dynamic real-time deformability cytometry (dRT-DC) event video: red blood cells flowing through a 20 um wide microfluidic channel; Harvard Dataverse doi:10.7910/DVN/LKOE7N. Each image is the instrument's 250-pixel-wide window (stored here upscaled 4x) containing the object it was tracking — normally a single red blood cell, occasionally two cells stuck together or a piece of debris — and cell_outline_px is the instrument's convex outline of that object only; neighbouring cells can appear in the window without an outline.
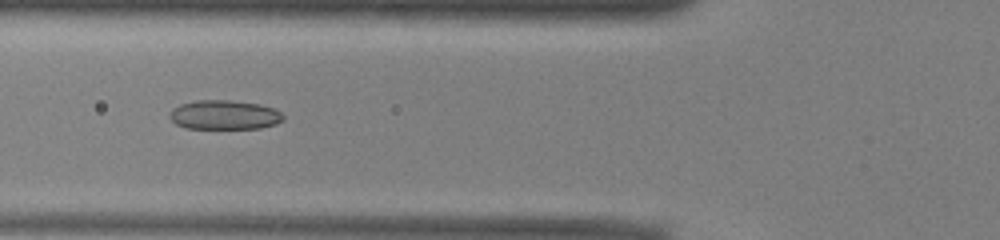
{"species": "common noctule bat (a hibernating species)", "species_latin": "Nyctalus noctula", "temperature_condition": "warm", "stored_images_in_passage": 52, "camera_frame_rate_fps": 3000, "um_per_image_px": 0.085, "animal": {"sex": "male", "body_mass_g": 13.0, "forearm_length_mm": 53.1}, "frame": {"image": 1, "passage_image": 19, "time_ms": 6.0, "image_size_px": [1000, 240], "cell_outline_px": [[284, 120], [276, 124], [260, 128], [184, 128], [176, 124], [168, 116], [172, 108], [180, 104], [196, 100], [232, 100], [260, 104], [272, 108], [280, 112], [284, 116]], "centroid_in_image_um": [19.06, 9.76], "position_along_channel_um": 106.7, "area_um2": 19.48}}
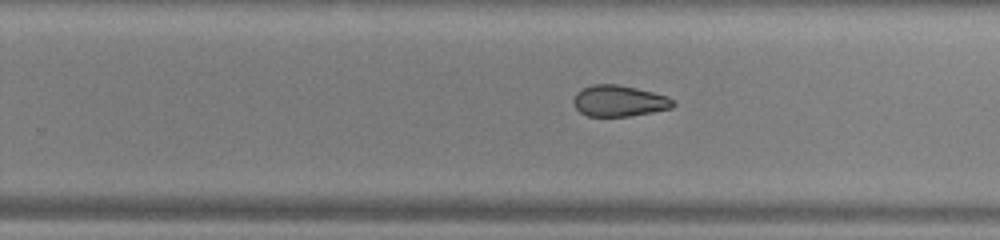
{"frame": {"image": 2, "passage_image": 32, "time_ms": 10.333, "image_size_px": [1000, 240], "cell_outline_px": [[676, 104], [672, 108], [652, 112], [628, 116], [588, 116], [580, 112], [576, 108], [572, 100], [576, 92], [592, 84], [616, 84], [636, 88], [668, 96], [676, 100]], "centroid_in_image_um": [52.64, 8.57], "position_along_channel_um": 277.2, "area_um2": 18.15}}
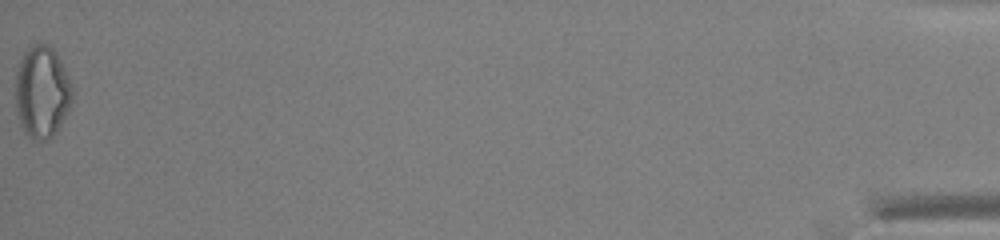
{"frame": {"image": 3, "passage_image": 52, "time_ms": 17.0, "image_size_px": [1000, 240], "cell_outline_px": [[72, 96], [68, 112], [56, 132], [48, 140], [32, 140], [24, 132], [20, 124], [16, 108], [16, 68], [24, 52], [32, 44], [48, 44], [56, 52], [68, 76], [72, 88]], "centroid_in_image_um": [3.55, 7.83], "position_along_channel_um": 431.6, "area_um2": 30.52}, "authors_computed_cell_mechanics": {"area_um2": 20.519, "velocity_mm_per_s": 3.9396, "shape_relaxation_time_tau1_ms": null, "shape_relaxation_time_tau2_ms": 4.7939, "deformation_change_tau1": null, "deformation_change_tau2": 0.1135}}